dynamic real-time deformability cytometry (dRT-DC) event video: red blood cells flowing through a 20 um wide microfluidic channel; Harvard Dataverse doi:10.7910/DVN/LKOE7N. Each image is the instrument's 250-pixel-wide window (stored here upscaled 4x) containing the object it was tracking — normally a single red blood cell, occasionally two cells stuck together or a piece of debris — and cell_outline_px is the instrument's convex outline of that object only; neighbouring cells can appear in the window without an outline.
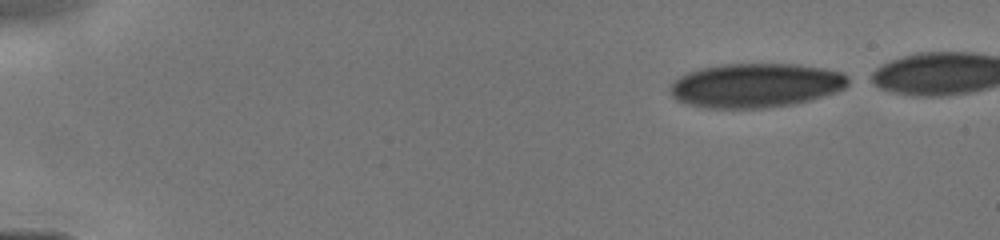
{"species": "human", "species_latin": "Homo sapiens", "temperature_condition": "cold", "stored_images_in_passage": 30, "camera_frame_rate_fps": 3000, "um_per_image_px": 0.085, "donor": {"sex": "male"}, "frame": {"image": 1, "passage_image": 1, "time_ms": 0.0, "image_size_px": [1000, 240], "cell_outline_px": [[848, 84], [844, 88], [836, 92], [808, 100], [792, 104], [764, 108], [704, 108], [688, 104], [676, 100], [672, 96], [668, 88], [672, 80], [688, 72], [700, 68], [720, 64], [796, 64], [824, 68], [840, 72], [848, 76]], "centroid_in_image_um": [64.18, 7.25], "position_along_channel_um": 20.8, "area_um2": 46.07}}
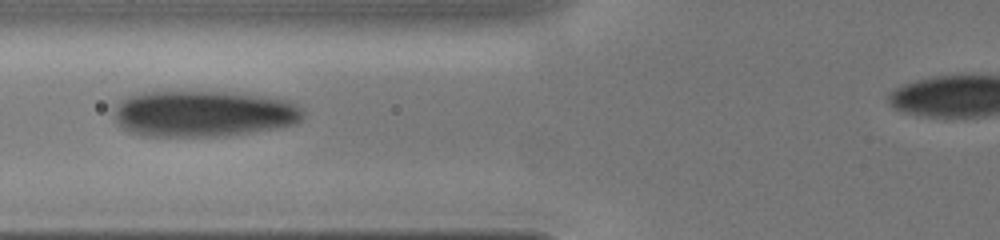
{"frame": {"image": 2, "passage_image": 17, "time_ms": 4.667, "image_size_px": [1000, 240], "cell_outline_px": [[304, 116], [296, 124], [276, 128], [228, 136], [144, 136], [128, 132], [116, 120], [116, 104], [120, 100], [136, 92], [156, 88], [232, 92], [264, 96], [288, 100], [304, 108]], "centroid_in_image_um": [17.26, 9.61], "position_along_channel_um": 108.5, "area_um2": 52.66}}
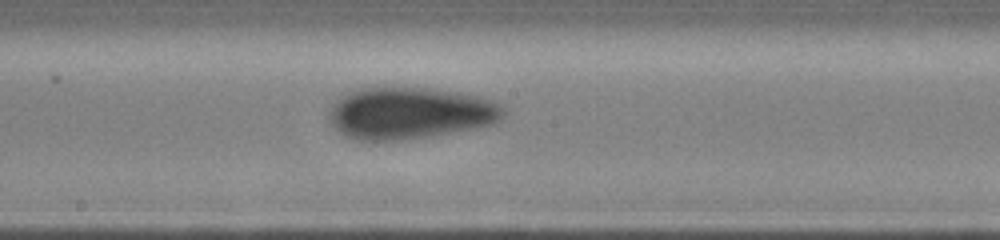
{"frame": {"image": 3, "passage_image": 29, "time_ms": 7.0, "image_size_px": [1000, 240], "cell_outline_px": [[504, 116], [500, 120], [492, 124], [448, 132], [400, 140], [360, 140], [348, 136], [340, 132], [332, 124], [328, 116], [328, 112], [332, 104], [336, 100], [348, 92], [356, 88], [432, 88], [456, 92], [476, 96], [492, 100], [504, 104]], "centroid_in_image_um": [34.83, 9.59], "position_along_channel_um": 213.4, "area_um2": 52.08}}